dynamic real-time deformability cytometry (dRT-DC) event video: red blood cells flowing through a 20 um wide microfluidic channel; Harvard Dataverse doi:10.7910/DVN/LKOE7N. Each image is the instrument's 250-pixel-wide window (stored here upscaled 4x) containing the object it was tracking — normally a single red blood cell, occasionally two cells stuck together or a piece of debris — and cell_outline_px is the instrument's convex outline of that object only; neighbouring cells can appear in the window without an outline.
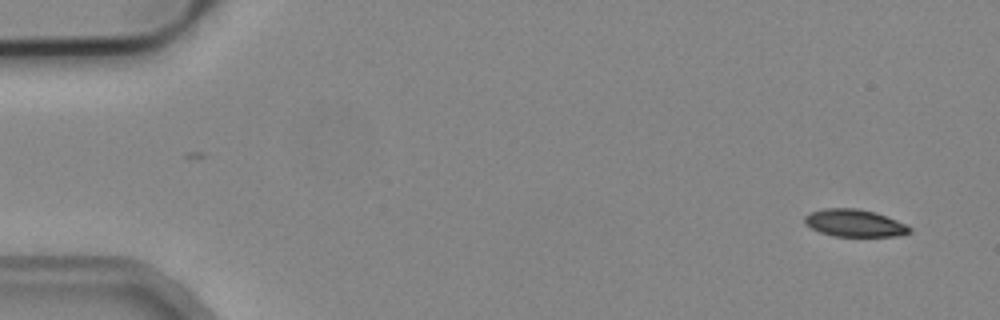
{"species": "common noctule bat (a hibernating species)", "species_latin": "Nyctalus noctula", "temperature_condition": "cold", "stored_images_in_passage": 5, "camera_frame_rate_fps": 3000, "um_per_image_px": 0.085, "animal": {"sex": "male", "body_mass_g": 19.2, "forearm_length_mm": 51.8}, "frame": {"image": 1, "passage_image": 1, "time_ms": 0.0, "image_size_px": [1000, 320], "cell_outline_px": [[912, 232], [900, 236], [832, 236], [820, 232], [804, 224], [804, 216], [808, 212], [824, 208], [856, 208], [876, 212], [896, 220], [912, 228]], "centroid_in_image_um": [72.61, 18.96], "position_along_channel_um": 12.4, "area_um2": 16.88}}
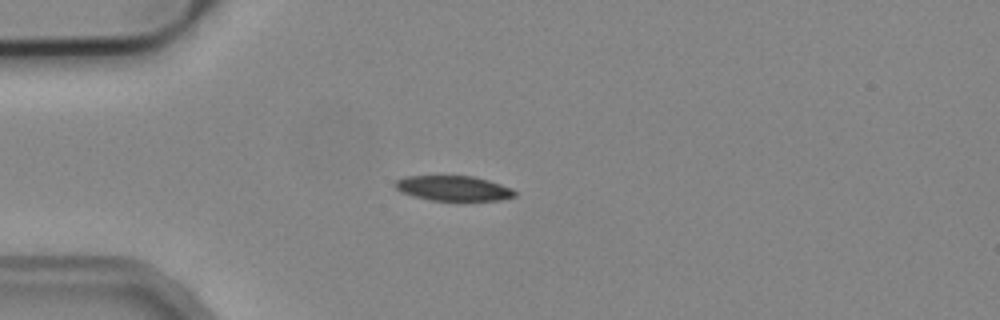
{"frame": {"image": 2, "passage_image": 4, "time_ms": 1.0, "image_size_px": [1000, 320], "cell_outline_px": [[516, 196], [500, 200], [428, 200], [412, 196], [400, 192], [392, 184], [396, 180], [404, 176], [472, 176], [488, 180], [512, 188], [516, 192]], "centroid_in_image_um": [38.5, 16.0], "position_along_channel_um": 46.5, "area_um2": 17.51}}